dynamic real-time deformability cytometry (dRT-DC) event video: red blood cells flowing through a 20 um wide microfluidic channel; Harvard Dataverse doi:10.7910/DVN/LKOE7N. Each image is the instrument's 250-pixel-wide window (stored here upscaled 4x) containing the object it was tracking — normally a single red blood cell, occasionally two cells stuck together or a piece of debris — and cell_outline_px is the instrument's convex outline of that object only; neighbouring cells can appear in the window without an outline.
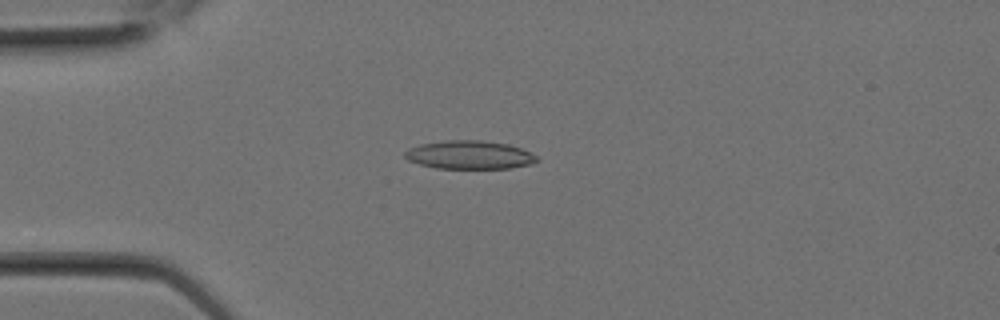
{"species": "Egyptian fruit bat (a non-hibernating species)", "species_latin": "Rousettus aegyptiacus", "temperature_condition": "room temperature", "stored_images_in_passage": 1, "camera_frame_rate_fps": 3000, "um_per_image_px": 0.085, "animal": {"sex": "female"}, "frame": {"image": 1, "passage_image": 1, "time_ms": 0.0, "image_size_px": [1000, 320], "cell_outline_px": [[540, 160], [532, 164], [512, 168], [436, 168], [420, 164], [408, 160], [404, 156], [404, 152], [408, 148], [420, 144], [448, 140], [480, 140], [508, 144], [520, 148], [536, 156]], "centroid_in_image_um": [39.9, 13.16], "position_along_channel_um": 45.1, "area_um2": 21.79}}